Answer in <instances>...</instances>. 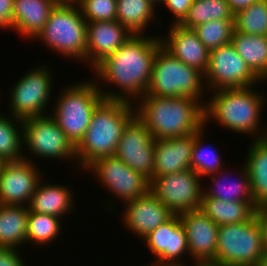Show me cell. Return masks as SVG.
<instances>
[{"mask_svg": "<svg viewBox=\"0 0 267 266\" xmlns=\"http://www.w3.org/2000/svg\"><path fill=\"white\" fill-rule=\"evenodd\" d=\"M203 88L205 89L203 73L178 60L163 46L158 49L145 95L192 97L202 103V94L205 92Z\"/></svg>", "mask_w": 267, "mask_h": 266, "instance_id": "8", "label": "cell"}, {"mask_svg": "<svg viewBox=\"0 0 267 266\" xmlns=\"http://www.w3.org/2000/svg\"><path fill=\"white\" fill-rule=\"evenodd\" d=\"M196 133L155 141L154 177L191 169Z\"/></svg>", "mask_w": 267, "mask_h": 266, "instance_id": "21", "label": "cell"}, {"mask_svg": "<svg viewBox=\"0 0 267 266\" xmlns=\"http://www.w3.org/2000/svg\"><path fill=\"white\" fill-rule=\"evenodd\" d=\"M15 0H0V27L12 29L13 5Z\"/></svg>", "mask_w": 267, "mask_h": 266, "instance_id": "39", "label": "cell"}, {"mask_svg": "<svg viewBox=\"0 0 267 266\" xmlns=\"http://www.w3.org/2000/svg\"><path fill=\"white\" fill-rule=\"evenodd\" d=\"M256 217L261 223L263 231L264 246L267 253V204L261 205L256 209Z\"/></svg>", "mask_w": 267, "mask_h": 266, "instance_id": "40", "label": "cell"}, {"mask_svg": "<svg viewBox=\"0 0 267 266\" xmlns=\"http://www.w3.org/2000/svg\"><path fill=\"white\" fill-rule=\"evenodd\" d=\"M21 257L15 248L0 247V266H25Z\"/></svg>", "mask_w": 267, "mask_h": 266, "instance_id": "38", "label": "cell"}, {"mask_svg": "<svg viewBox=\"0 0 267 266\" xmlns=\"http://www.w3.org/2000/svg\"><path fill=\"white\" fill-rule=\"evenodd\" d=\"M95 81L67 86L52 110L51 117L75 147L85 136L94 110L105 99Z\"/></svg>", "mask_w": 267, "mask_h": 266, "instance_id": "5", "label": "cell"}, {"mask_svg": "<svg viewBox=\"0 0 267 266\" xmlns=\"http://www.w3.org/2000/svg\"><path fill=\"white\" fill-rule=\"evenodd\" d=\"M234 31L267 36V0H260L235 13Z\"/></svg>", "mask_w": 267, "mask_h": 266, "instance_id": "32", "label": "cell"}, {"mask_svg": "<svg viewBox=\"0 0 267 266\" xmlns=\"http://www.w3.org/2000/svg\"><path fill=\"white\" fill-rule=\"evenodd\" d=\"M193 30L206 48L212 51L231 43L234 20H211L196 26Z\"/></svg>", "mask_w": 267, "mask_h": 266, "instance_id": "35", "label": "cell"}, {"mask_svg": "<svg viewBox=\"0 0 267 266\" xmlns=\"http://www.w3.org/2000/svg\"><path fill=\"white\" fill-rule=\"evenodd\" d=\"M85 170L93 172L96 179L122 202L143 197L150 191V181L116 156L100 158Z\"/></svg>", "mask_w": 267, "mask_h": 266, "instance_id": "13", "label": "cell"}, {"mask_svg": "<svg viewBox=\"0 0 267 266\" xmlns=\"http://www.w3.org/2000/svg\"><path fill=\"white\" fill-rule=\"evenodd\" d=\"M179 218L194 264L209 265L215 259L219 226L200 209L183 212Z\"/></svg>", "mask_w": 267, "mask_h": 266, "instance_id": "16", "label": "cell"}, {"mask_svg": "<svg viewBox=\"0 0 267 266\" xmlns=\"http://www.w3.org/2000/svg\"><path fill=\"white\" fill-rule=\"evenodd\" d=\"M242 165L243 173L239 178L240 180L237 178L238 180L230 182L227 178L228 176H223L225 174L223 170L225 169H221L216 173L208 175V177L210 176V178H213L212 180L215 187H210L208 190L203 189L202 198H216L225 202H254L249 174L245 165ZM221 181H223L224 184L223 182L221 183ZM229 182L231 184H228Z\"/></svg>", "mask_w": 267, "mask_h": 266, "instance_id": "28", "label": "cell"}, {"mask_svg": "<svg viewBox=\"0 0 267 266\" xmlns=\"http://www.w3.org/2000/svg\"><path fill=\"white\" fill-rule=\"evenodd\" d=\"M255 202H225L216 198H202L201 208L218 226L247 222L256 215Z\"/></svg>", "mask_w": 267, "mask_h": 266, "instance_id": "27", "label": "cell"}, {"mask_svg": "<svg viewBox=\"0 0 267 266\" xmlns=\"http://www.w3.org/2000/svg\"><path fill=\"white\" fill-rule=\"evenodd\" d=\"M162 38L133 35L116 52L110 54L92 71L95 77L103 83L112 84L122 91L121 93L103 91L98 86L103 97L107 100L132 101L145 95L151 79L152 66L158 49L162 46ZM124 92V94H123Z\"/></svg>", "mask_w": 267, "mask_h": 266, "instance_id": "1", "label": "cell"}, {"mask_svg": "<svg viewBox=\"0 0 267 266\" xmlns=\"http://www.w3.org/2000/svg\"><path fill=\"white\" fill-rule=\"evenodd\" d=\"M258 1L260 0H226L229 5V8L234 14L244 8H248L250 5Z\"/></svg>", "mask_w": 267, "mask_h": 266, "instance_id": "41", "label": "cell"}, {"mask_svg": "<svg viewBox=\"0 0 267 266\" xmlns=\"http://www.w3.org/2000/svg\"><path fill=\"white\" fill-rule=\"evenodd\" d=\"M86 36L85 64L88 62L94 69L106 57L116 52L133 34L115 20L88 22Z\"/></svg>", "mask_w": 267, "mask_h": 266, "instance_id": "19", "label": "cell"}, {"mask_svg": "<svg viewBox=\"0 0 267 266\" xmlns=\"http://www.w3.org/2000/svg\"><path fill=\"white\" fill-rule=\"evenodd\" d=\"M253 266H267V255L261 259L257 264H254Z\"/></svg>", "mask_w": 267, "mask_h": 266, "instance_id": "42", "label": "cell"}, {"mask_svg": "<svg viewBox=\"0 0 267 266\" xmlns=\"http://www.w3.org/2000/svg\"><path fill=\"white\" fill-rule=\"evenodd\" d=\"M40 181L28 205L29 212L53 215L62 218L73 209V193L67 186ZM44 183V184H43Z\"/></svg>", "mask_w": 267, "mask_h": 266, "instance_id": "23", "label": "cell"}, {"mask_svg": "<svg viewBox=\"0 0 267 266\" xmlns=\"http://www.w3.org/2000/svg\"><path fill=\"white\" fill-rule=\"evenodd\" d=\"M87 22L117 20V0H77Z\"/></svg>", "mask_w": 267, "mask_h": 266, "instance_id": "36", "label": "cell"}, {"mask_svg": "<svg viewBox=\"0 0 267 266\" xmlns=\"http://www.w3.org/2000/svg\"><path fill=\"white\" fill-rule=\"evenodd\" d=\"M204 127L196 132L194 147L191 156V169L201 178L224 169L221 157L210 146L204 147L202 140ZM209 147V148H208ZM219 156V157H218Z\"/></svg>", "mask_w": 267, "mask_h": 266, "instance_id": "34", "label": "cell"}, {"mask_svg": "<svg viewBox=\"0 0 267 266\" xmlns=\"http://www.w3.org/2000/svg\"><path fill=\"white\" fill-rule=\"evenodd\" d=\"M28 216V206L0 204V247L16 249L27 244Z\"/></svg>", "mask_w": 267, "mask_h": 266, "instance_id": "25", "label": "cell"}, {"mask_svg": "<svg viewBox=\"0 0 267 266\" xmlns=\"http://www.w3.org/2000/svg\"><path fill=\"white\" fill-rule=\"evenodd\" d=\"M27 241L34 245H46L58 237L61 229V218L53 215L29 212Z\"/></svg>", "mask_w": 267, "mask_h": 266, "instance_id": "33", "label": "cell"}, {"mask_svg": "<svg viewBox=\"0 0 267 266\" xmlns=\"http://www.w3.org/2000/svg\"><path fill=\"white\" fill-rule=\"evenodd\" d=\"M266 255L261 223L255 215L247 222L219 226L216 255L209 266H253Z\"/></svg>", "mask_w": 267, "mask_h": 266, "instance_id": "7", "label": "cell"}, {"mask_svg": "<svg viewBox=\"0 0 267 266\" xmlns=\"http://www.w3.org/2000/svg\"><path fill=\"white\" fill-rule=\"evenodd\" d=\"M135 116L134 103L104 99L94 110L85 136L76 146L77 167L85 170L100 158L115 156L123 131Z\"/></svg>", "mask_w": 267, "mask_h": 266, "instance_id": "3", "label": "cell"}, {"mask_svg": "<svg viewBox=\"0 0 267 266\" xmlns=\"http://www.w3.org/2000/svg\"><path fill=\"white\" fill-rule=\"evenodd\" d=\"M123 203L126 204L122 213L125 227L143 239L174 215L151 191Z\"/></svg>", "mask_w": 267, "mask_h": 266, "instance_id": "18", "label": "cell"}, {"mask_svg": "<svg viewBox=\"0 0 267 266\" xmlns=\"http://www.w3.org/2000/svg\"><path fill=\"white\" fill-rule=\"evenodd\" d=\"M148 1H150L154 6H156L155 4H158V3L160 5L163 2V0H148Z\"/></svg>", "mask_w": 267, "mask_h": 266, "instance_id": "44", "label": "cell"}, {"mask_svg": "<svg viewBox=\"0 0 267 266\" xmlns=\"http://www.w3.org/2000/svg\"><path fill=\"white\" fill-rule=\"evenodd\" d=\"M56 4L55 0H15L12 30L34 39L44 28Z\"/></svg>", "mask_w": 267, "mask_h": 266, "instance_id": "22", "label": "cell"}, {"mask_svg": "<svg viewBox=\"0 0 267 266\" xmlns=\"http://www.w3.org/2000/svg\"><path fill=\"white\" fill-rule=\"evenodd\" d=\"M23 158L20 161L0 164L1 205L28 206L40 181H43V174L36 163L24 154Z\"/></svg>", "mask_w": 267, "mask_h": 266, "instance_id": "14", "label": "cell"}, {"mask_svg": "<svg viewBox=\"0 0 267 266\" xmlns=\"http://www.w3.org/2000/svg\"><path fill=\"white\" fill-rule=\"evenodd\" d=\"M155 8L148 0H117V21L133 35H144L148 23L156 19Z\"/></svg>", "mask_w": 267, "mask_h": 266, "instance_id": "29", "label": "cell"}, {"mask_svg": "<svg viewBox=\"0 0 267 266\" xmlns=\"http://www.w3.org/2000/svg\"><path fill=\"white\" fill-rule=\"evenodd\" d=\"M11 117V118H10ZM20 127H19V126ZM21 128V129H20ZM22 120L9 114H0V162H16L23 160ZM22 151V152H21Z\"/></svg>", "mask_w": 267, "mask_h": 266, "instance_id": "31", "label": "cell"}, {"mask_svg": "<svg viewBox=\"0 0 267 266\" xmlns=\"http://www.w3.org/2000/svg\"><path fill=\"white\" fill-rule=\"evenodd\" d=\"M200 179L193 169L153 177L150 191L174 214L199 210L204 189Z\"/></svg>", "mask_w": 267, "mask_h": 266, "instance_id": "11", "label": "cell"}, {"mask_svg": "<svg viewBox=\"0 0 267 266\" xmlns=\"http://www.w3.org/2000/svg\"><path fill=\"white\" fill-rule=\"evenodd\" d=\"M135 102L136 117L154 139H172L194 134L205 126V103L192 97L144 95Z\"/></svg>", "mask_w": 267, "mask_h": 266, "instance_id": "2", "label": "cell"}, {"mask_svg": "<svg viewBox=\"0 0 267 266\" xmlns=\"http://www.w3.org/2000/svg\"><path fill=\"white\" fill-rule=\"evenodd\" d=\"M168 31V36L161 39L162 46L178 60L205 74L210 51L198 38L196 32L179 24H172Z\"/></svg>", "mask_w": 267, "mask_h": 266, "instance_id": "20", "label": "cell"}, {"mask_svg": "<svg viewBox=\"0 0 267 266\" xmlns=\"http://www.w3.org/2000/svg\"><path fill=\"white\" fill-rule=\"evenodd\" d=\"M205 87L219 90L250 87L261 81L229 43L210 51L209 64L204 74Z\"/></svg>", "mask_w": 267, "mask_h": 266, "instance_id": "12", "label": "cell"}, {"mask_svg": "<svg viewBox=\"0 0 267 266\" xmlns=\"http://www.w3.org/2000/svg\"><path fill=\"white\" fill-rule=\"evenodd\" d=\"M22 149L45 159L76 160V147L63 133L51 113L22 120ZM26 146V147H25Z\"/></svg>", "mask_w": 267, "mask_h": 266, "instance_id": "10", "label": "cell"}, {"mask_svg": "<svg viewBox=\"0 0 267 266\" xmlns=\"http://www.w3.org/2000/svg\"><path fill=\"white\" fill-rule=\"evenodd\" d=\"M77 3H57L35 37L65 58L86 62L87 21Z\"/></svg>", "mask_w": 267, "mask_h": 266, "instance_id": "6", "label": "cell"}, {"mask_svg": "<svg viewBox=\"0 0 267 266\" xmlns=\"http://www.w3.org/2000/svg\"><path fill=\"white\" fill-rule=\"evenodd\" d=\"M149 251L154 254L156 263L172 266H185L181 257L189 254L187 235L179 214L160 224L144 239ZM180 259V260H179Z\"/></svg>", "mask_w": 267, "mask_h": 266, "instance_id": "17", "label": "cell"}, {"mask_svg": "<svg viewBox=\"0 0 267 266\" xmlns=\"http://www.w3.org/2000/svg\"><path fill=\"white\" fill-rule=\"evenodd\" d=\"M211 20H234L226 0H194L180 26L193 29Z\"/></svg>", "mask_w": 267, "mask_h": 266, "instance_id": "30", "label": "cell"}, {"mask_svg": "<svg viewBox=\"0 0 267 266\" xmlns=\"http://www.w3.org/2000/svg\"><path fill=\"white\" fill-rule=\"evenodd\" d=\"M57 3H76L77 0H55Z\"/></svg>", "mask_w": 267, "mask_h": 266, "instance_id": "43", "label": "cell"}, {"mask_svg": "<svg viewBox=\"0 0 267 266\" xmlns=\"http://www.w3.org/2000/svg\"><path fill=\"white\" fill-rule=\"evenodd\" d=\"M255 140V141H254ZM246 161L255 206L267 204V139H254Z\"/></svg>", "mask_w": 267, "mask_h": 266, "instance_id": "24", "label": "cell"}, {"mask_svg": "<svg viewBox=\"0 0 267 266\" xmlns=\"http://www.w3.org/2000/svg\"><path fill=\"white\" fill-rule=\"evenodd\" d=\"M231 44L250 70L261 80H267V36L246 35L233 31Z\"/></svg>", "mask_w": 267, "mask_h": 266, "instance_id": "26", "label": "cell"}, {"mask_svg": "<svg viewBox=\"0 0 267 266\" xmlns=\"http://www.w3.org/2000/svg\"><path fill=\"white\" fill-rule=\"evenodd\" d=\"M45 66H38L25 73L11 88L10 115L20 120L48 115L46 106L51 96L54 77Z\"/></svg>", "mask_w": 267, "mask_h": 266, "instance_id": "9", "label": "cell"}, {"mask_svg": "<svg viewBox=\"0 0 267 266\" xmlns=\"http://www.w3.org/2000/svg\"><path fill=\"white\" fill-rule=\"evenodd\" d=\"M150 266H172V265H168V264H162V263H152V265L150 264Z\"/></svg>", "mask_w": 267, "mask_h": 266, "instance_id": "45", "label": "cell"}, {"mask_svg": "<svg viewBox=\"0 0 267 266\" xmlns=\"http://www.w3.org/2000/svg\"><path fill=\"white\" fill-rule=\"evenodd\" d=\"M194 0H163V5L168 8L175 19L173 24H179L186 16Z\"/></svg>", "mask_w": 267, "mask_h": 266, "instance_id": "37", "label": "cell"}, {"mask_svg": "<svg viewBox=\"0 0 267 266\" xmlns=\"http://www.w3.org/2000/svg\"><path fill=\"white\" fill-rule=\"evenodd\" d=\"M250 87L219 89L205 102V126L210 119L230 130L253 134L255 139L266 137L267 128L260 127L262 110L266 103L264 95ZM262 132H261V130ZM256 134V135H255Z\"/></svg>", "mask_w": 267, "mask_h": 266, "instance_id": "4", "label": "cell"}, {"mask_svg": "<svg viewBox=\"0 0 267 266\" xmlns=\"http://www.w3.org/2000/svg\"><path fill=\"white\" fill-rule=\"evenodd\" d=\"M155 141L147 127L135 116L124 129L115 156L151 181L154 177Z\"/></svg>", "mask_w": 267, "mask_h": 266, "instance_id": "15", "label": "cell"}]
</instances>
